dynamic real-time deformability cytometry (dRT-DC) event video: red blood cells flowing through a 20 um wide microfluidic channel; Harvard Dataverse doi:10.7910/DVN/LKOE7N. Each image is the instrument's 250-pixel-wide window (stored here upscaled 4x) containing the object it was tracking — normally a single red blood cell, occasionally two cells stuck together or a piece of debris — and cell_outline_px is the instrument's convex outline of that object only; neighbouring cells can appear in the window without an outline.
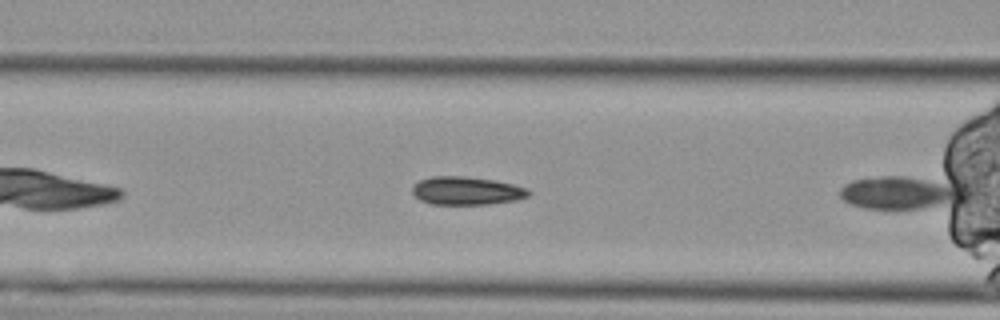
{"species": "Egyptian fruit bat (a non-hibernating species)", "species_latin": "Rousettus aegyptiacus", "temperature_condition": "cold", "stored_images_in_passage": 7, "segment_of_instrument_passage": [2, 2], "camera_frame_rate_fps": 3000, "um_per_image_px": 0.085, "animal": {"sex": "female"}, "frame": {"image": 1, "passage_image": 7, "time_ms": 2.0, "image_size_px": [1000, 320], "cell_outline_px": [[972, 196], [960, 204], [924, 208], [864, 208], [848, 204], [840, 196], [840, 188], [844, 184], [852, 180], [884, 176], [904, 176], [944, 184], [960, 188], [972, 192]], "centroid_in_image_um": [76.59, 16.42], "position_along_channel_um": 90.0, "area_um2": 23.99}}